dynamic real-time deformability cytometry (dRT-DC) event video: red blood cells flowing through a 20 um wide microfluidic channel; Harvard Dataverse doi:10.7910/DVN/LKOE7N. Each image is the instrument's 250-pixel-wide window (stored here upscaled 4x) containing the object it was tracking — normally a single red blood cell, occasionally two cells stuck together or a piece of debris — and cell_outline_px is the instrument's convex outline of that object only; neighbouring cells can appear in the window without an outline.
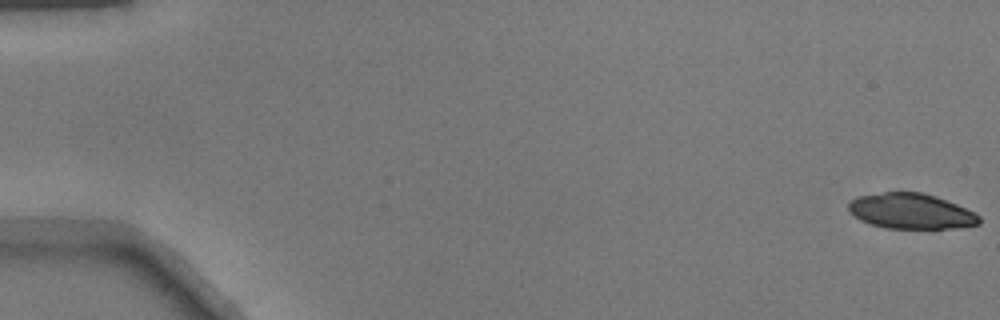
{"species": "common noctule bat (a hibernating species)", "species_latin": "Nyctalus noctula", "temperature_condition": "warm", "stored_images_in_passage": 51, "camera_frame_rate_fps": 3000, "um_per_image_px": 0.085, "animal": {"sex": "male", "body_mass_g": 17.9}, "frame": {"image": 1, "passage_image": 1, "time_ms": 0.0, "image_size_px": [1000, 320], "cell_outline_px": [[980, 224], [956, 228], [884, 228], [860, 220], [848, 208], [848, 204], [856, 196], [884, 192], [924, 192], [936, 196], [956, 204], [980, 216]], "centroid_in_image_um": [77.43, 17.94], "position_along_channel_um": 7.6, "area_um2": 26.76}}
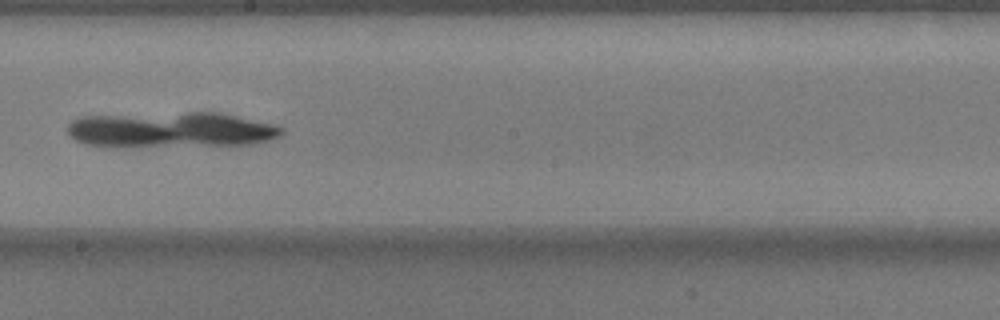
{"frame": {"image": 2, "passage_image": 30, "time_ms": 9.667, "image_size_px": [1000, 320], "cell_outline_px": [[284, 132], [280, 136], [268, 140], [252, 144], [124, 148], [84, 144], [68, 136], [68, 124], [72, 120], [80, 116], [188, 112], [220, 112], [276, 124], [284, 128]], "centroid_in_image_um": [14.53, 11.05], "position_along_channel_um": 233.7, "area_um2": 45.43}}
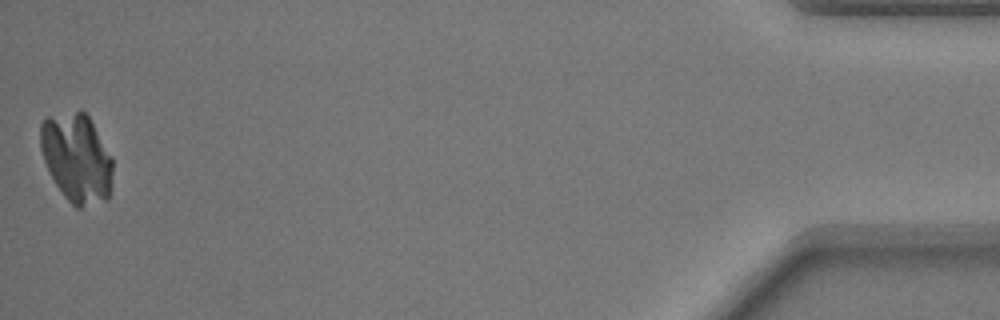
{"frame": {"image": 3, "passage_image": 51, "time_ms": 16.667, "image_size_px": [1000, 320], "cell_outline_px": [[112, 188], [108, 200], [80, 208], [76, 208], [64, 196], [56, 184], [44, 160], [40, 148], [40, 124], [48, 116], [76, 112], [84, 112], [88, 116], [112, 156]], "centroid_in_image_um": [6.54, 13.46], "position_along_channel_um": 428.7, "area_um2": 37.4}}